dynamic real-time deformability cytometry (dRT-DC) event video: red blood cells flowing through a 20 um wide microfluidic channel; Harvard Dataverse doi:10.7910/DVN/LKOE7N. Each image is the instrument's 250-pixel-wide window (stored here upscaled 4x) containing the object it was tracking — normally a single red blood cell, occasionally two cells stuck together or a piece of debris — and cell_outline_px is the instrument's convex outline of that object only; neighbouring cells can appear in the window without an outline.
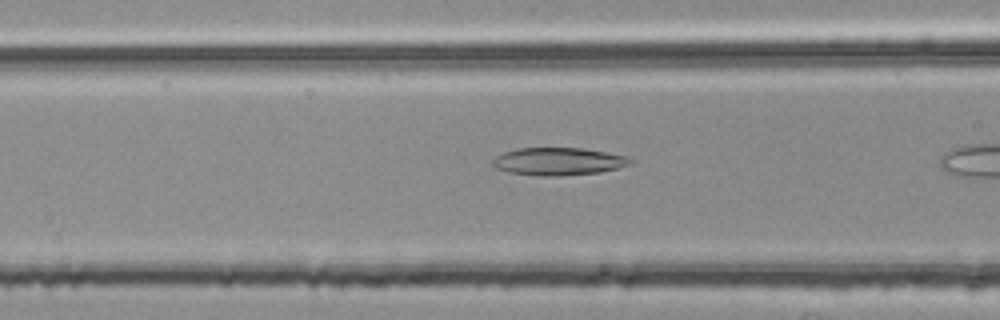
{"species": "common noctule bat (a hibernating species)", "species_latin": "Nyctalus noctula", "temperature_condition": "room temperature", "stored_images_in_passage": 6, "camera_frame_rate_fps": 3000, "um_per_image_px": 0.085, "animal": {"sex": "female", "body_mass_g": 25.1}, "frame": {"image": 1, "passage_image": 5, "time_ms": 1.333, "image_size_px": [1000, 320], "cell_outline_px": [[636, 160], [632, 164], [600, 172], [560, 176], [544, 176], [508, 172], [496, 168], [492, 164], [492, 160], [496, 156], [504, 152], [516, 148], [584, 148], [628, 156]], "centroid_in_image_um": [47.5, 13.71], "position_along_channel_um": 119.1, "area_um2": 22.31}}